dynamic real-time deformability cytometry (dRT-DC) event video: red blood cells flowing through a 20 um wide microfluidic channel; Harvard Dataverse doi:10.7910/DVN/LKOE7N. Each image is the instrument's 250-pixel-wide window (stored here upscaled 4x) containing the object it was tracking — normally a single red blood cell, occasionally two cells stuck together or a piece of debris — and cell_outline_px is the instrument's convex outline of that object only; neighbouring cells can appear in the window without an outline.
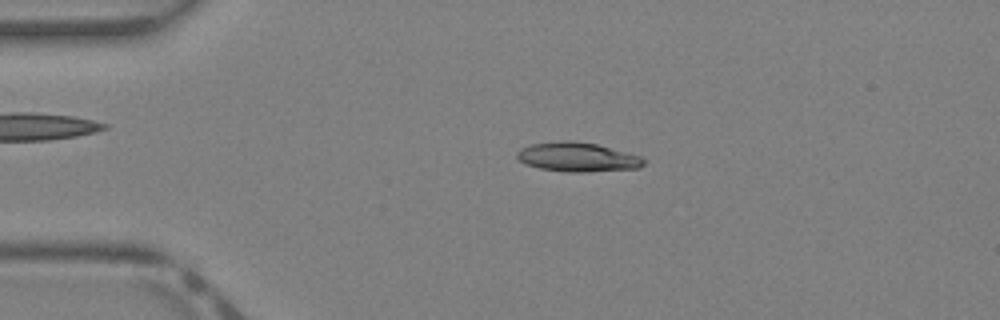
{"species": "Egyptian fruit bat (a non-hibernating species)", "species_latin": "Rousettus aegyptiacus", "temperature_condition": "warm", "stored_images_in_passage": 14, "camera_frame_rate_fps": 3000, "um_per_image_px": 0.085, "animal": {"sex": "female"}, "frame": {"image": 1, "passage_image": 5, "time_ms": 1.333, "image_size_px": [1000, 320], "cell_outline_px": [[644, 164], [640, 168], [588, 172], [568, 172], [540, 168], [524, 164], [516, 156], [516, 152], [520, 148], [532, 144], [564, 140], [572, 140], [596, 144], [640, 156], [644, 160]], "centroid_in_image_um": [49.06, 13.35], "position_along_channel_um": 35.9, "area_um2": 21.56}}
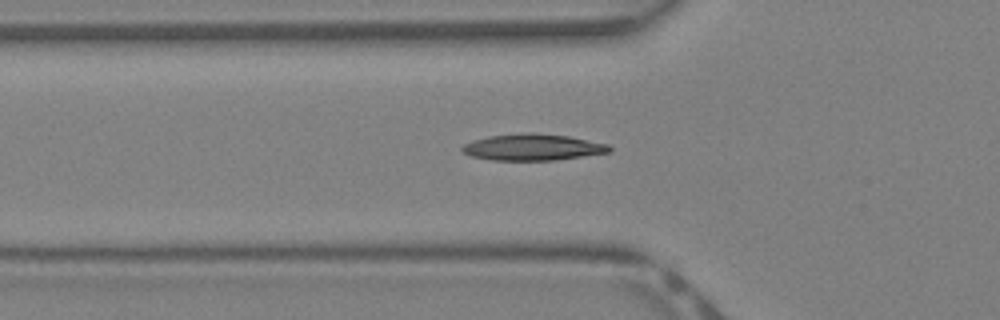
{"frame": {"image": 2, "passage_image": 10, "time_ms": 3.0, "image_size_px": [1000, 320], "cell_outline_px": [[612, 152], [556, 160], [492, 160], [472, 156], [464, 152], [460, 148], [464, 144], [472, 140], [488, 136], [524, 132], [568, 136], [608, 144], [612, 148]], "centroid_in_image_um": [45.29, 12.51], "position_along_channel_um": 80.5, "area_um2": 22.66}}
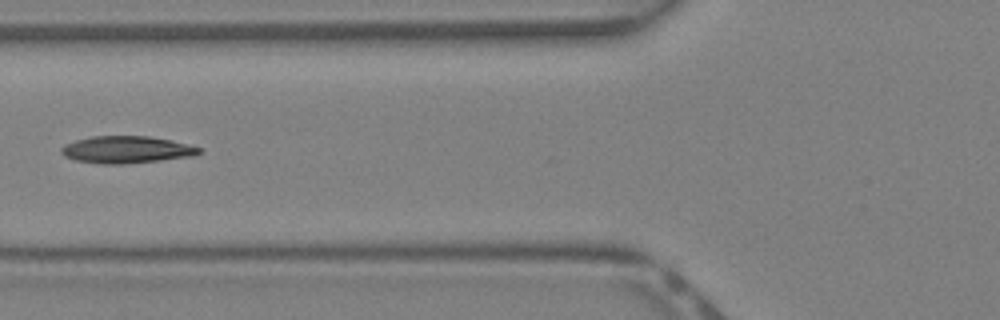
{"frame": {"image": 3, "passage_image": 12, "time_ms": 3.667, "image_size_px": [1000, 320], "cell_outline_px": [[200, 152], [196, 156], [124, 164], [100, 164], [76, 160], [64, 156], [60, 152], [60, 148], [64, 144], [76, 140], [92, 136], [148, 136], [172, 140], [188, 144], [200, 148]], "centroid_in_image_um": [10.74, 12.72], "position_along_channel_um": 115.1, "area_um2": 21.85}}